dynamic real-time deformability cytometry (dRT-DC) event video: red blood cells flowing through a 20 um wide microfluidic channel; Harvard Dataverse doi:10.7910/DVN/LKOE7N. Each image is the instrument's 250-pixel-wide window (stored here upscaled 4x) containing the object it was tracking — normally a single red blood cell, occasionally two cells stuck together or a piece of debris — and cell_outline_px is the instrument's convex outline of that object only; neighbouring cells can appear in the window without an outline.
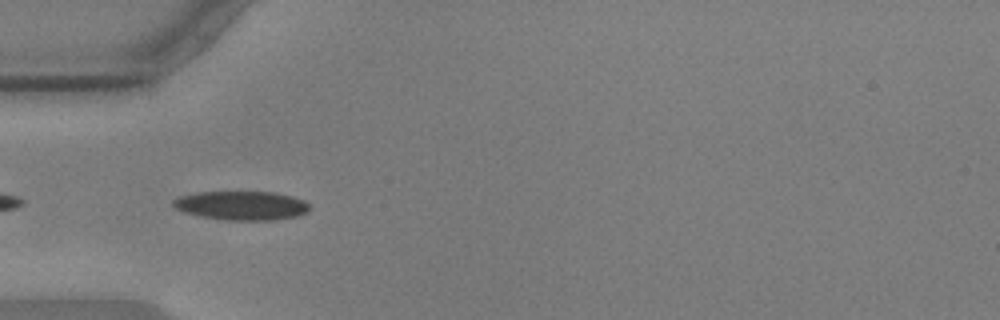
{"species": "common noctule bat (a hibernating species)", "species_latin": "Nyctalus noctula", "temperature_condition": "warm", "stored_images_in_passage": 39, "camera_frame_rate_fps": 3000, "um_per_image_px": 0.085, "animal": {"sex": "male", "body_mass_g": 17.9, "forearm_length_mm": 54.2}, "frame": {"image": 1, "passage_image": 2, "time_ms": 0.333, "image_size_px": [1000, 320], "cell_outline_px": [[308, 212], [296, 216], [272, 220], [224, 220], [184, 212], [176, 208], [172, 204], [172, 200], [180, 196], [200, 192], [276, 192], [292, 196], [304, 200], [308, 204]], "centroid_in_image_um": [20.55, 17.46], "position_along_channel_um": 64.5, "area_um2": 22.83}}
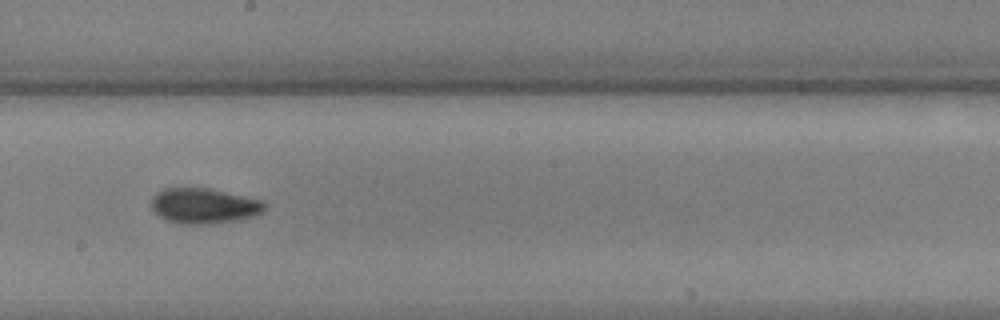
{"frame": {"image": 2, "passage_image": 16, "time_ms": 5.0, "image_size_px": [1000, 320], "cell_outline_px": [[264, 208], [256, 216], [236, 220], [208, 224], [184, 224], [168, 220], [160, 216], [152, 208], [152, 196], [156, 192], [164, 188], [208, 188], [264, 200]], "centroid_in_image_um": [17.34, 17.49], "position_along_channel_um": 230.9, "area_um2": 23.18}}
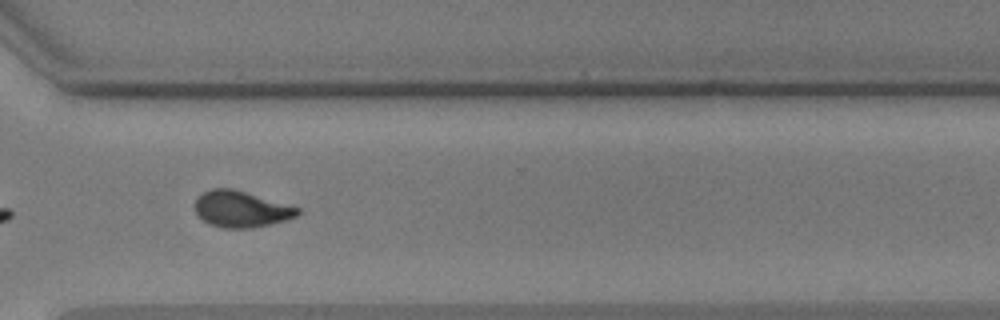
{"frame": {"image": 3, "passage_image": 26, "time_ms": 8.333, "image_size_px": [1000, 320], "cell_outline_px": [[300, 212], [296, 216], [288, 220], [252, 228], [224, 228], [212, 224], [204, 220], [196, 212], [196, 196], [212, 188], [232, 188], [300, 208]], "centroid_in_image_um": [20.51, 17.77], "position_along_channel_um": 350.1, "area_um2": 21.44}, "authors_computed_cell_mechanics": {"area_um2": 22.1374, "velocity_mm_per_s": 3.5811, "shape_relaxation_time_tau1_ms": 6.2574, "shape_relaxation_time_tau2_ms": 2.353, "deformation_change_tau1": 0.1868, "deformation_change_tau2": 0.0693}}